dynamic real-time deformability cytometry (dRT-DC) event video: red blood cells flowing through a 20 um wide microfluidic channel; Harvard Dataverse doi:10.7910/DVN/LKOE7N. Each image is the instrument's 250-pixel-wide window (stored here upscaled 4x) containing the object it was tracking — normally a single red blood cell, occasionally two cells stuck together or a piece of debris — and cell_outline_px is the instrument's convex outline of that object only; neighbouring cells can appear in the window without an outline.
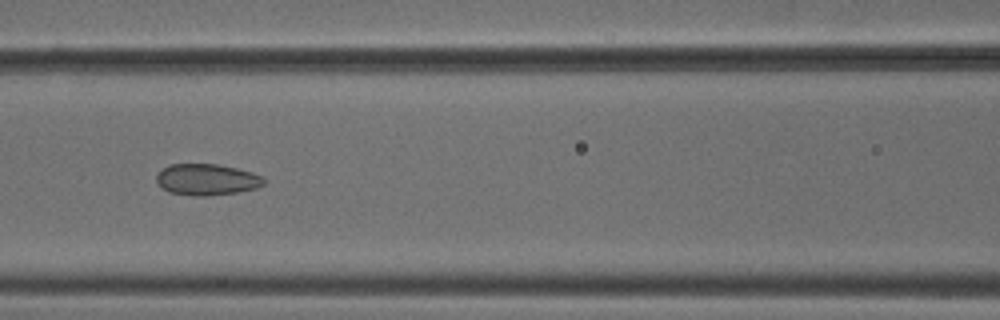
{"species": "common noctule bat (a hibernating species)", "species_latin": "Nyctalus noctula", "temperature_condition": "cold", "stored_images_in_passage": 8, "camera_frame_rate_fps": 3000, "um_per_image_px": 0.085, "animal": {"sex": "male", "body_mass_g": 18.8}, "frame": {"image": 1, "passage_image": 6, "time_ms": 1.667, "image_size_px": [1000, 320], "cell_outline_px": [[264, 184], [256, 188], [236, 192], [208, 196], [192, 196], [168, 192], [156, 180], [156, 176], [168, 164], [216, 164], [236, 168], [252, 172], [260, 176], [264, 180]], "centroid_in_image_um": [17.56, 15.26], "position_along_channel_um": 149.0, "area_um2": 19.42}}
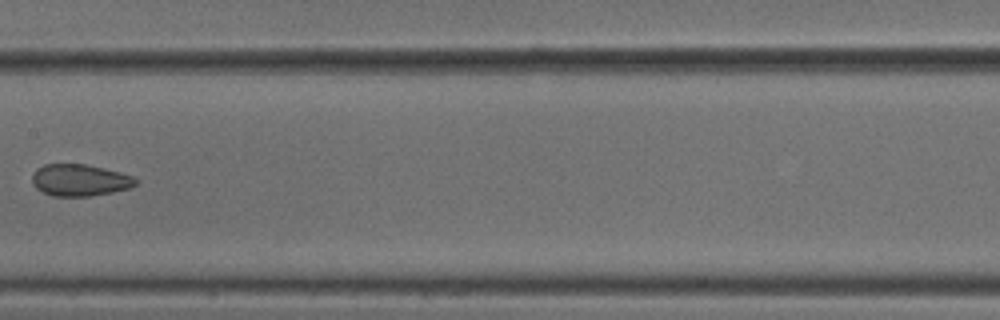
{"frame": {"image": 2, "passage_image": 7, "time_ms": 2.0, "image_size_px": [1000, 320], "cell_outline_px": [[136, 184], [128, 188], [112, 192], [92, 196], [52, 196], [36, 188], [32, 180], [32, 176], [36, 168], [44, 164], [84, 164], [104, 168], [120, 172], [132, 176], [136, 180]], "centroid_in_image_um": [6.75, 15.31], "position_along_channel_um": 200.6, "area_um2": 19.07}}
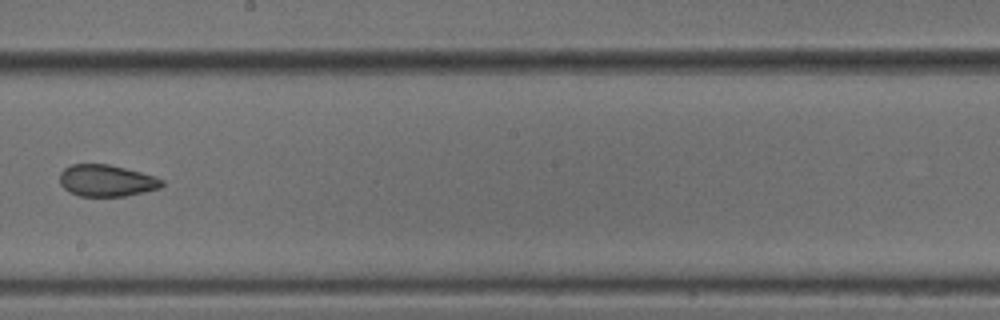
{"frame": {"image": 3, "passage_image": 8, "time_ms": 2.333, "image_size_px": [1000, 320], "cell_outline_px": [[164, 184], [160, 188], [144, 192], [124, 196], [80, 196], [68, 192], [60, 184], [60, 172], [64, 168], [72, 164], [108, 164], [140, 172], [164, 180]], "centroid_in_image_um": [9.03, 15.36], "position_along_channel_um": 239.2, "area_um2": 18.84}}